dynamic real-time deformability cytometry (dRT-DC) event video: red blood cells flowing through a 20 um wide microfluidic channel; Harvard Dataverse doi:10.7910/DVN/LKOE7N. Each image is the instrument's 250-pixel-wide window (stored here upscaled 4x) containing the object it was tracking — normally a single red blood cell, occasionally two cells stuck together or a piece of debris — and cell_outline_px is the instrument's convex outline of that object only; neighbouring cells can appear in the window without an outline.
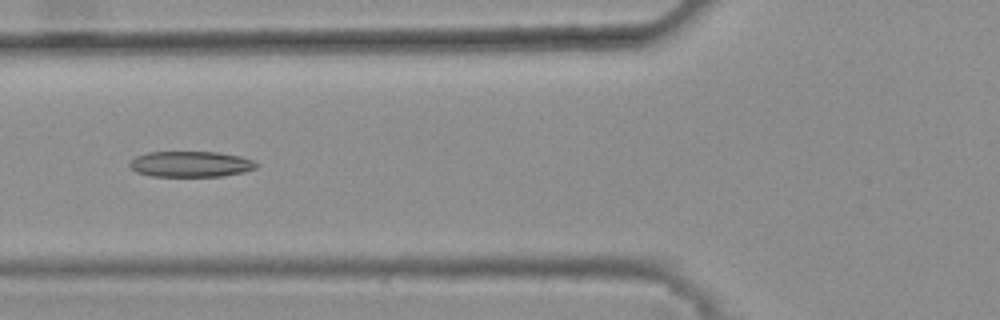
{"species": "common noctule bat (a hibernating species)", "species_latin": "Nyctalus noctula", "temperature_condition": "warm", "stored_images_in_passage": 41, "camera_frame_rate_fps": 3000, "um_per_image_px": 0.085, "animal": {"sex": "female", "body_mass_g": 25.1}, "frame": {"image": 1, "passage_image": 15, "time_ms": 4.667, "image_size_px": [1000, 320], "cell_outline_px": [[256, 168], [244, 172], [224, 176], [152, 176], [136, 172], [128, 164], [136, 156], [148, 152], [216, 152], [240, 156], [252, 160], [256, 164]], "centroid_in_image_um": [16.2, 13.95], "position_along_channel_um": 109.6, "area_um2": 18.9}}
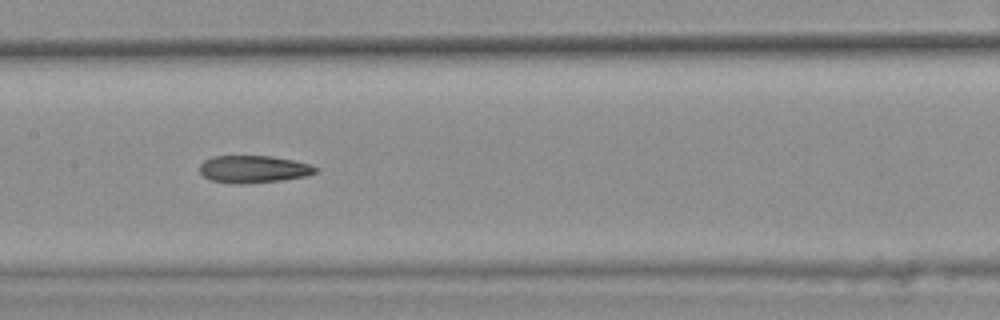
{"frame": {"image": 2, "passage_image": 21, "time_ms": 6.667, "image_size_px": [1000, 320], "cell_outline_px": [[320, 168], [316, 172], [308, 176], [280, 180], [208, 180], [200, 172], [200, 164], [204, 160], [212, 156], [272, 156], [292, 160], [308, 164]], "centroid_in_image_um": [21.59, 14.31], "position_along_channel_um": 185.8, "area_um2": 17.4}}
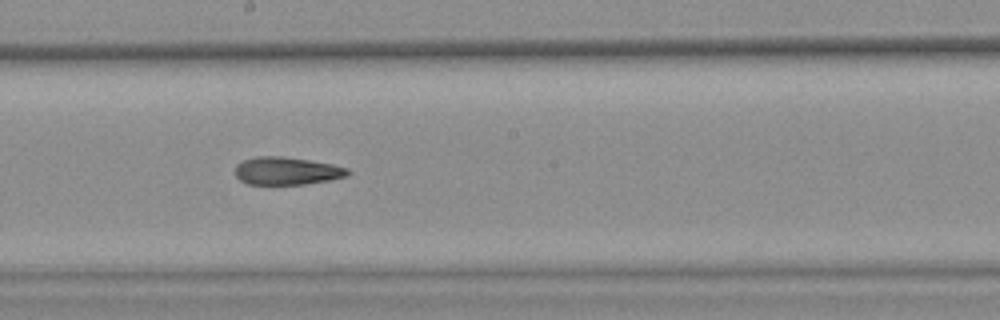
{"frame": {"image": 3, "passage_image": 24, "time_ms": 7.667, "image_size_px": [1000, 320], "cell_outline_px": [[352, 172], [348, 176], [328, 180], [304, 184], [248, 184], [240, 180], [236, 176], [236, 164], [244, 160], [256, 156], [280, 156], [308, 160], [332, 164], [348, 168]], "centroid_in_image_um": [24.39, 14.52], "position_along_channel_um": 223.8, "area_um2": 18.15}, "authors_computed_cell_mechanics": {"area_um2": 18.9006, "velocity_mm_per_s": 3.8082, "shape_relaxation_time_tau1_ms": null, "shape_relaxation_time_tau2_ms": 2.1526, "deformation_change_tau1": null, "deformation_change_tau2": 0.1031}}